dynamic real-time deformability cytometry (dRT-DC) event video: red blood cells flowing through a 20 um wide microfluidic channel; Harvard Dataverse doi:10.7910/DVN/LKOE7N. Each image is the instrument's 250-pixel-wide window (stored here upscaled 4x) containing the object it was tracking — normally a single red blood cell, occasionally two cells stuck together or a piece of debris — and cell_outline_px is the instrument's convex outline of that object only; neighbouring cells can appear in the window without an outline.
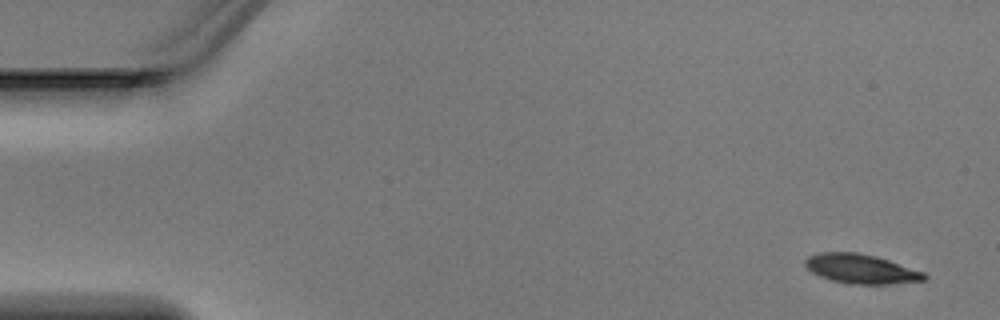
{"species": "Egyptian fruit bat (a non-hibernating species)", "species_latin": "Rousettus aegyptiacus", "temperature_condition": "warm", "stored_images_in_passage": 4, "camera_frame_rate_fps": 3000, "um_per_image_px": 0.085, "animal": {"sex": "male"}, "frame": {"image": 1, "passage_image": 1, "time_ms": 0.0, "image_size_px": [1000, 320], "cell_outline_px": [[928, 276], [924, 280], [888, 284], [848, 284], [832, 280], [820, 276], [812, 272], [804, 264], [804, 260], [808, 256], [816, 252], [856, 252], [876, 256], [924, 272]], "centroid_in_image_um": [73.15, 22.85], "position_along_channel_um": 11.8, "area_um2": 20.35}}
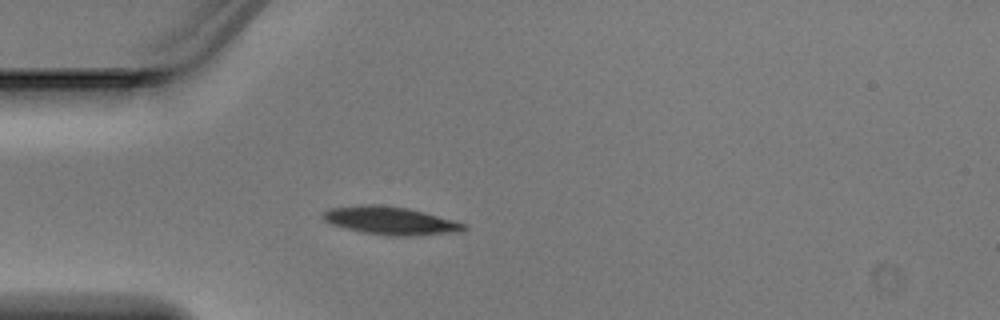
{"frame": {"image": 2, "passage_image": 4, "time_ms": 1.0, "image_size_px": [1000, 320], "cell_outline_px": [[468, 228], [456, 232], [408, 236], [388, 236], [364, 232], [344, 228], [332, 224], [324, 220], [320, 216], [320, 212], [328, 208], [360, 204], [376, 204], [408, 208], [424, 212], [452, 220], [464, 224]], "centroid_in_image_um": [33.09, 18.74], "position_along_channel_um": 51.9, "area_um2": 23.0}}